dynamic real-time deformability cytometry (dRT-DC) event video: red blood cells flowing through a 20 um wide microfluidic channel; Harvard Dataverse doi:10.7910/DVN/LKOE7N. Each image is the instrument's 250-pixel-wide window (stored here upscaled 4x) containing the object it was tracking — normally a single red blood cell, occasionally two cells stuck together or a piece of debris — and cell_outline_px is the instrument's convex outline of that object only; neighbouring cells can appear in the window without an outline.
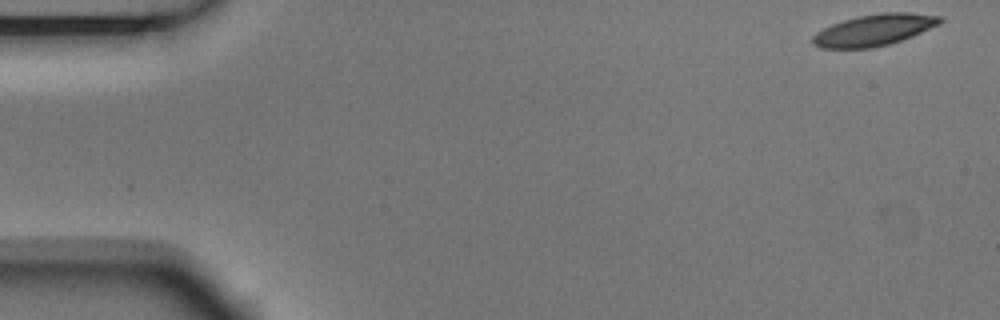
{"species": "Egyptian fruit bat (a non-hibernating species)", "species_latin": "Rousettus aegyptiacus", "temperature_condition": "room temperature", "stored_images_in_passage": 4, "camera_frame_rate_fps": 3000, "um_per_image_px": 0.085, "animal": {"sex": "male"}, "frame": {"image": 1, "passage_image": 1, "time_ms": 0.0, "image_size_px": [1000, 320], "cell_outline_px": [[944, 20], [940, 24], [912, 36], [888, 44], [872, 48], [820, 48], [812, 44], [812, 36], [816, 32], [832, 24], [856, 16], [880, 12], [908, 12], [944, 16]], "centroid_in_image_um": [74.31, 2.54], "position_along_channel_um": 10.7, "area_um2": 23.47}}
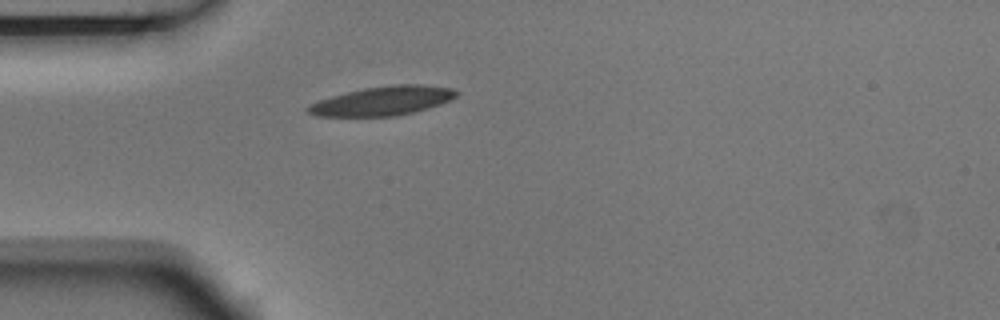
{"frame": {"image": 2, "passage_image": 4, "time_ms": 1.0, "image_size_px": [1000, 320], "cell_outline_px": [[460, 92], [456, 96], [440, 104], [428, 108], [396, 116], [316, 116], [308, 112], [304, 108], [308, 104], [332, 96], [364, 88], [392, 84], [420, 84], [452, 88]], "centroid_in_image_um": [32.51, 8.57], "position_along_channel_um": 52.5, "area_um2": 25.03}}